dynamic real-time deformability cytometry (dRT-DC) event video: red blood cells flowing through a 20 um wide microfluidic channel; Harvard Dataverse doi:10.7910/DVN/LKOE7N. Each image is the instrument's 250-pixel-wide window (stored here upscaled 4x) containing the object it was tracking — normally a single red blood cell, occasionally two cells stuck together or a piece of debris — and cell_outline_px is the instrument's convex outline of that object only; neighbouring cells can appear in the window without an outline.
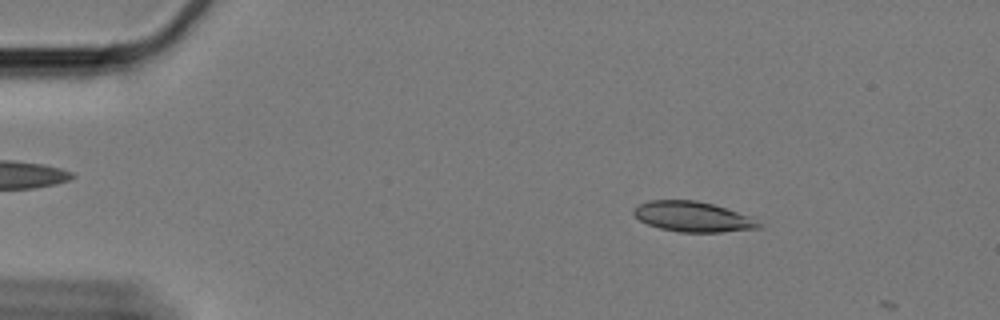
{"species": "Egyptian fruit bat (a non-hibernating species)", "species_latin": "Rousettus aegyptiacus", "temperature_condition": "cold", "stored_images_in_passage": 11, "camera_frame_rate_fps": 3000, "um_per_image_px": 0.085, "animal": {"sex": "female"}, "frame": {"image": 1, "passage_image": 10, "time_ms": 3.0, "image_size_px": [1000, 320], "cell_outline_px": [[764, 224], [760, 228], [720, 232], [680, 232], [660, 228], [648, 224], [640, 220], [632, 212], [632, 208], [640, 204], [652, 200], [696, 200], [712, 204], [752, 216]], "centroid_in_image_um": [58.93, 18.42], "position_along_channel_um": 26.1, "area_um2": 22.08}}